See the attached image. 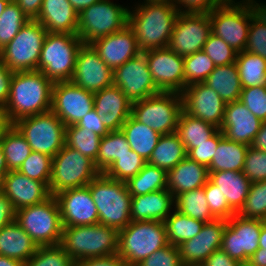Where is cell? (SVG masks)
Wrapping results in <instances>:
<instances>
[{
    "instance_id": "4",
    "label": "cell",
    "mask_w": 266,
    "mask_h": 266,
    "mask_svg": "<svg viewBox=\"0 0 266 266\" xmlns=\"http://www.w3.org/2000/svg\"><path fill=\"white\" fill-rule=\"evenodd\" d=\"M98 210V223L118 231L131 221L132 196L126 182L115 180L100 173L88 185Z\"/></svg>"
},
{
    "instance_id": "8",
    "label": "cell",
    "mask_w": 266,
    "mask_h": 266,
    "mask_svg": "<svg viewBox=\"0 0 266 266\" xmlns=\"http://www.w3.org/2000/svg\"><path fill=\"white\" fill-rule=\"evenodd\" d=\"M99 174L92 159L64 145L52 158L49 192L55 195L66 189L87 186Z\"/></svg>"
},
{
    "instance_id": "46",
    "label": "cell",
    "mask_w": 266,
    "mask_h": 266,
    "mask_svg": "<svg viewBox=\"0 0 266 266\" xmlns=\"http://www.w3.org/2000/svg\"><path fill=\"white\" fill-rule=\"evenodd\" d=\"M245 51L266 59V16L259 10L258 5H252V18Z\"/></svg>"
},
{
    "instance_id": "64",
    "label": "cell",
    "mask_w": 266,
    "mask_h": 266,
    "mask_svg": "<svg viewBox=\"0 0 266 266\" xmlns=\"http://www.w3.org/2000/svg\"><path fill=\"white\" fill-rule=\"evenodd\" d=\"M23 13L30 19L36 20L39 16L43 0H14Z\"/></svg>"
},
{
    "instance_id": "20",
    "label": "cell",
    "mask_w": 266,
    "mask_h": 266,
    "mask_svg": "<svg viewBox=\"0 0 266 266\" xmlns=\"http://www.w3.org/2000/svg\"><path fill=\"white\" fill-rule=\"evenodd\" d=\"M183 110L220 129L224 120L226 103L213 88L204 82L187 86L183 92Z\"/></svg>"
},
{
    "instance_id": "13",
    "label": "cell",
    "mask_w": 266,
    "mask_h": 266,
    "mask_svg": "<svg viewBox=\"0 0 266 266\" xmlns=\"http://www.w3.org/2000/svg\"><path fill=\"white\" fill-rule=\"evenodd\" d=\"M212 33L236 52L245 51L252 18V5L218 6L209 13Z\"/></svg>"
},
{
    "instance_id": "60",
    "label": "cell",
    "mask_w": 266,
    "mask_h": 266,
    "mask_svg": "<svg viewBox=\"0 0 266 266\" xmlns=\"http://www.w3.org/2000/svg\"><path fill=\"white\" fill-rule=\"evenodd\" d=\"M13 72L0 59V107L4 109L9 97Z\"/></svg>"
},
{
    "instance_id": "62",
    "label": "cell",
    "mask_w": 266,
    "mask_h": 266,
    "mask_svg": "<svg viewBox=\"0 0 266 266\" xmlns=\"http://www.w3.org/2000/svg\"><path fill=\"white\" fill-rule=\"evenodd\" d=\"M74 266H126L118 254L92 259H83L73 263Z\"/></svg>"
},
{
    "instance_id": "51",
    "label": "cell",
    "mask_w": 266,
    "mask_h": 266,
    "mask_svg": "<svg viewBox=\"0 0 266 266\" xmlns=\"http://www.w3.org/2000/svg\"><path fill=\"white\" fill-rule=\"evenodd\" d=\"M203 52H205L215 66L233 64L236 62L237 53L223 39L211 33L204 44Z\"/></svg>"
},
{
    "instance_id": "30",
    "label": "cell",
    "mask_w": 266,
    "mask_h": 266,
    "mask_svg": "<svg viewBox=\"0 0 266 266\" xmlns=\"http://www.w3.org/2000/svg\"><path fill=\"white\" fill-rule=\"evenodd\" d=\"M37 248V244L16 220L0 229V255L25 263Z\"/></svg>"
},
{
    "instance_id": "32",
    "label": "cell",
    "mask_w": 266,
    "mask_h": 266,
    "mask_svg": "<svg viewBox=\"0 0 266 266\" xmlns=\"http://www.w3.org/2000/svg\"><path fill=\"white\" fill-rule=\"evenodd\" d=\"M249 146L228 140L218 130V147L208 166L209 172L242 171Z\"/></svg>"
},
{
    "instance_id": "42",
    "label": "cell",
    "mask_w": 266,
    "mask_h": 266,
    "mask_svg": "<svg viewBox=\"0 0 266 266\" xmlns=\"http://www.w3.org/2000/svg\"><path fill=\"white\" fill-rule=\"evenodd\" d=\"M175 209L204 223L216 219L209 210L204 187L179 194L175 198Z\"/></svg>"
},
{
    "instance_id": "44",
    "label": "cell",
    "mask_w": 266,
    "mask_h": 266,
    "mask_svg": "<svg viewBox=\"0 0 266 266\" xmlns=\"http://www.w3.org/2000/svg\"><path fill=\"white\" fill-rule=\"evenodd\" d=\"M30 19L14 0H10L0 17V50H2Z\"/></svg>"
},
{
    "instance_id": "9",
    "label": "cell",
    "mask_w": 266,
    "mask_h": 266,
    "mask_svg": "<svg viewBox=\"0 0 266 266\" xmlns=\"http://www.w3.org/2000/svg\"><path fill=\"white\" fill-rule=\"evenodd\" d=\"M47 33L40 22L29 20L0 50V59L12 72L38 71L42 45Z\"/></svg>"
},
{
    "instance_id": "33",
    "label": "cell",
    "mask_w": 266,
    "mask_h": 266,
    "mask_svg": "<svg viewBox=\"0 0 266 266\" xmlns=\"http://www.w3.org/2000/svg\"><path fill=\"white\" fill-rule=\"evenodd\" d=\"M227 104L240 100L242 86L236 63L215 66L204 82Z\"/></svg>"
},
{
    "instance_id": "65",
    "label": "cell",
    "mask_w": 266,
    "mask_h": 266,
    "mask_svg": "<svg viewBox=\"0 0 266 266\" xmlns=\"http://www.w3.org/2000/svg\"><path fill=\"white\" fill-rule=\"evenodd\" d=\"M250 146L257 150L266 151V121L262 122L260 130L255 135Z\"/></svg>"
},
{
    "instance_id": "70",
    "label": "cell",
    "mask_w": 266,
    "mask_h": 266,
    "mask_svg": "<svg viewBox=\"0 0 266 266\" xmlns=\"http://www.w3.org/2000/svg\"><path fill=\"white\" fill-rule=\"evenodd\" d=\"M10 0H0V17Z\"/></svg>"
},
{
    "instance_id": "68",
    "label": "cell",
    "mask_w": 266,
    "mask_h": 266,
    "mask_svg": "<svg viewBox=\"0 0 266 266\" xmlns=\"http://www.w3.org/2000/svg\"><path fill=\"white\" fill-rule=\"evenodd\" d=\"M8 168L5 162V157L0 145V183L2 182L3 177L8 173Z\"/></svg>"
},
{
    "instance_id": "24",
    "label": "cell",
    "mask_w": 266,
    "mask_h": 266,
    "mask_svg": "<svg viewBox=\"0 0 266 266\" xmlns=\"http://www.w3.org/2000/svg\"><path fill=\"white\" fill-rule=\"evenodd\" d=\"M4 195L12 202L15 210L44 202L51 194L49 188L19 171H9L2 179Z\"/></svg>"
},
{
    "instance_id": "49",
    "label": "cell",
    "mask_w": 266,
    "mask_h": 266,
    "mask_svg": "<svg viewBox=\"0 0 266 266\" xmlns=\"http://www.w3.org/2000/svg\"><path fill=\"white\" fill-rule=\"evenodd\" d=\"M52 157L32 151L18 171L31 179L43 182L49 188Z\"/></svg>"
},
{
    "instance_id": "35",
    "label": "cell",
    "mask_w": 266,
    "mask_h": 266,
    "mask_svg": "<svg viewBox=\"0 0 266 266\" xmlns=\"http://www.w3.org/2000/svg\"><path fill=\"white\" fill-rule=\"evenodd\" d=\"M187 157V151L176 132L161 135L151 157L150 165L164 169L166 172L174 168Z\"/></svg>"
},
{
    "instance_id": "26",
    "label": "cell",
    "mask_w": 266,
    "mask_h": 266,
    "mask_svg": "<svg viewBox=\"0 0 266 266\" xmlns=\"http://www.w3.org/2000/svg\"><path fill=\"white\" fill-rule=\"evenodd\" d=\"M94 109L109 131H118L131 115L132 102L112 85L94 92Z\"/></svg>"
},
{
    "instance_id": "71",
    "label": "cell",
    "mask_w": 266,
    "mask_h": 266,
    "mask_svg": "<svg viewBox=\"0 0 266 266\" xmlns=\"http://www.w3.org/2000/svg\"><path fill=\"white\" fill-rule=\"evenodd\" d=\"M162 2L172 3V0H144L143 3H162Z\"/></svg>"
},
{
    "instance_id": "10",
    "label": "cell",
    "mask_w": 266,
    "mask_h": 266,
    "mask_svg": "<svg viewBox=\"0 0 266 266\" xmlns=\"http://www.w3.org/2000/svg\"><path fill=\"white\" fill-rule=\"evenodd\" d=\"M183 110L182 95L160 92L146 99L132 102L131 115L161 135L176 132Z\"/></svg>"
},
{
    "instance_id": "14",
    "label": "cell",
    "mask_w": 266,
    "mask_h": 266,
    "mask_svg": "<svg viewBox=\"0 0 266 266\" xmlns=\"http://www.w3.org/2000/svg\"><path fill=\"white\" fill-rule=\"evenodd\" d=\"M264 223L236 213L227 220L220 249L232 259L247 264L249 257L259 248V235Z\"/></svg>"
},
{
    "instance_id": "47",
    "label": "cell",
    "mask_w": 266,
    "mask_h": 266,
    "mask_svg": "<svg viewBox=\"0 0 266 266\" xmlns=\"http://www.w3.org/2000/svg\"><path fill=\"white\" fill-rule=\"evenodd\" d=\"M146 163L140 155L130 149L112 163L104 174L109 178L127 182L131 177L137 175Z\"/></svg>"
},
{
    "instance_id": "63",
    "label": "cell",
    "mask_w": 266,
    "mask_h": 266,
    "mask_svg": "<svg viewBox=\"0 0 266 266\" xmlns=\"http://www.w3.org/2000/svg\"><path fill=\"white\" fill-rule=\"evenodd\" d=\"M203 266H241L242 263L232 259L226 252L214 251L202 264Z\"/></svg>"
},
{
    "instance_id": "12",
    "label": "cell",
    "mask_w": 266,
    "mask_h": 266,
    "mask_svg": "<svg viewBox=\"0 0 266 266\" xmlns=\"http://www.w3.org/2000/svg\"><path fill=\"white\" fill-rule=\"evenodd\" d=\"M13 125L24 136L32 151L53 158L65 145L66 126L52 111L19 119Z\"/></svg>"
},
{
    "instance_id": "15",
    "label": "cell",
    "mask_w": 266,
    "mask_h": 266,
    "mask_svg": "<svg viewBox=\"0 0 266 266\" xmlns=\"http://www.w3.org/2000/svg\"><path fill=\"white\" fill-rule=\"evenodd\" d=\"M211 33L209 13H179L168 47L179 56L191 55L203 50Z\"/></svg>"
},
{
    "instance_id": "59",
    "label": "cell",
    "mask_w": 266,
    "mask_h": 266,
    "mask_svg": "<svg viewBox=\"0 0 266 266\" xmlns=\"http://www.w3.org/2000/svg\"><path fill=\"white\" fill-rule=\"evenodd\" d=\"M16 220V210L12 202L4 195L0 183V229Z\"/></svg>"
},
{
    "instance_id": "50",
    "label": "cell",
    "mask_w": 266,
    "mask_h": 266,
    "mask_svg": "<svg viewBox=\"0 0 266 266\" xmlns=\"http://www.w3.org/2000/svg\"><path fill=\"white\" fill-rule=\"evenodd\" d=\"M74 262L59 245L39 246L34 255L24 263V266H71Z\"/></svg>"
},
{
    "instance_id": "11",
    "label": "cell",
    "mask_w": 266,
    "mask_h": 266,
    "mask_svg": "<svg viewBox=\"0 0 266 266\" xmlns=\"http://www.w3.org/2000/svg\"><path fill=\"white\" fill-rule=\"evenodd\" d=\"M129 9L110 0H100L78 14L77 35L83 44L122 30L128 25Z\"/></svg>"
},
{
    "instance_id": "67",
    "label": "cell",
    "mask_w": 266,
    "mask_h": 266,
    "mask_svg": "<svg viewBox=\"0 0 266 266\" xmlns=\"http://www.w3.org/2000/svg\"><path fill=\"white\" fill-rule=\"evenodd\" d=\"M0 266H24V263L19 260L0 255Z\"/></svg>"
},
{
    "instance_id": "3",
    "label": "cell",
    "mask_w": 266,
    "mask_h": 266,
    "mask_svg": "<svg viewBox=\"0 0 266 266\" xmlns=\"http://www.w3.org/2000/svg\"><path fill=\"white\" fill-rule=\"evenodd\" d=\"M60 245L73 262L116 255L118 230L102 224L63 226Z\"/></svg>"
},
{
    "instance_id": "58",
    "label": "cell",
    "mask_w": 266,
    "mask_h": 266,
    "mask_svg": "<svg viewBox=\"0 0 266 266\" xmlns=\"http://www.w3.org/2000/svg\"><path fill=\"white\" fill-rule=\"evenodd\" d=\"M78 127L88 129L103 137L107 135L110 131L104 126L100 120V115L93 108L89 113H87L77 124Z\"/></svg>"
},
{
    "instance_id": "16",
    "label": "cell",
    "mask_w": 266,
    "mask_h": 266,
    "mask_svg": "<svg viewBox=\"0 0 266 266\" xmlns=\"http://www.w3.org/2000/svg\"><path fill=\"white\" fill-rule=\"evenodd\" d=\"M113 85L117 86L131 102L161 92L153 81L144 52L113 70Z\"/></svg>"
},
{
    "instance_id": "61",
    "label": "cell",
    "mask_w": 266,
    "mask_h": 266,
    "mask_svg": "<svg viewBox=\"0 0 266 266\" xmlns=\"http://www.w3.org/2000/svg\"><path fill=\"white\" fill-rule=\"evenodd\" d=\"M249 266H266V224L261 227L259 248L249 257Z\"/></svg>"
},
{
    "instance_id": "45",
    "label": "cell",
    "mask_w": 266,
    "mask_h": 266,
    "mask_svg": "<svg viewBox=\"0 0 266 266\" xmlns=\"http://www.w3.org/2000/svg\"><path fill=\"white\" fill-rule=\"evenodd\" d=\"M185 88L192 84L205 82L215 69L211 58L203 51L183 57Z\"/></svg>"
},
{
    "instance_id": "40",
    "label": "cell",
    "mask_w": 266,
    "mask_h": 266,
    "mask_svg": "<svg viewBox=\"0 0 266 266\" xmlns=\"http://www.w3.org/2000/svg\"><path fill=\"white\" fill-rule=\"evenodd\" d=\"M126 185L131 196L145 195L161 189H167V172L164 169L146 163L137 175L126 182Z\"/></svg>"
},
{
    "instance_id": "41",
    "label": "cell",
    "mask_w": 266,
    "mask_h": 266,
    "mask_svg": "<svg viewBox=\"0 0 266 266\" xmlns=\"http://www.w3.org/2000/svg\"><path fill=\"white\" fill-rule=\"evenodd\" d=\"M127 138L122 130L110 131L101 137L99 153L95 163L100 173H104L120 156L130 150Z\"/></svg>"
},
{
    "instance_id": "48",
    "label": "cell",
    "mask_w": 266,
    "mask_h": 266,
    "mask_svg": "<svg viewBox=\"0 0 266 266\" xmlns=\"http://www.w3.org/2000/svg\"><path fill=\"white\" fill-rule=\"evenodd\" d=\"M237 214L243 218L266 219V180L250 184L245 203Z\"/></svg>"
},
{
    "instance_id": "6",
    "label": "cell",
    "mask_w": 266,
    "mask_h": 266,
    "mask_svg": "<svg viewBox=\"0 0 266 266\" xmlns=\"http://www.w3.org/2000/svg\"><path fill=\"white\" fill-rule=\"evenodd\" d=\"M83 41L77 34L47 33L38 71L53 83L71 81L79 48Z\"/></svg>"
},
{
    "instance_id": "38",
    "label": "cell",
    "mask_w": 266,
    "mask_h": 266,
    "mask_svg": "<svg viewBox=\"0 0 266 266\" xmlns=\"http://www.w3.org/2000/svg\"><path fill=\"white\" fill-rule=\"evenodd\" d=\"M236 65L242 88L266 86V59L251 52L237 53Z\"/></svg>"
},
{
    "instance_id": "7",
    "label": "cell",
    "mask_w": 266,
    "mask_h": 266,
    "mask_svg": "<svg viewBox=\"0 0 266 266\" xmlns=\"http://www.w3.org/2000/svg\"><path fill=\"white\" fill-rule=\"evenodd\" d=\"M16 222L38 247L61 243L63 225L60 208L54 195L42 203L17 210Z\"/></svg>"
},
{
    "instance_id": "73",
    "label": "cell",
    "mask_w": 266,
    "mask_h": 266,
    "mask_svg": "<svg viewBox=\"0 0 266 266\" xmlns=\"http://www.w3.org/2000/svg\"><path fill=\"white\" fill-rule=\"evenodd\" d=\"M183 266H203V265H183Z\"/></svg>"
},
{
    "instance_id": "53",
    "label": "cell",
    "mask_w": 266,
    "mask_h": 266,
    "mask_svg": "<svg viewBox=\"0 0 266 266\" xmlns=\"http://www.w3.org/2000/svg\"><path fill=\"white\" fill-rule=\"evenodd\" d=\"M240 100L253 115L266 121V86L242 88Z\"/></svg>"
},
{
    "instance_id": "19",
    "label": "cell",
    "mask_w": 266,
    "mask_h": 266,
    "mask_svg": "<svg viewBox=\"0 0 266 266\" xmlns=\"http://www.w3.org/2000/svg\"><path fill=\"white\" fill-rule=\"evenodd\" d=\"M71 81L91 92L113 85V70L100 58L91 44L79 48Z\"/></svg>"
},
{
    "instance_id": "18",
    "label": "cell",
    "mask_w": 266,
    "mask_h": 266,
    "mask_svg": "<svg viewBox=\"0 0 266 266\" xmlns=\"http://www.w3.org/2000/svg\"><path fill=\"white\" fill-rule=\"evenodd\" d=\"M155 85L161 92L182 93L185 89L184 61L169 47L144 51Z\"/></svg>"
},
{
    "instance_id": "27",
    "label": "cell",
    "mask_w": 266,
    "mask_h": 266,
    "mask_svg": "<svg viewBox=\"0 0 266 266\" xmlns=\"http://www.w3.org/2000/svg\"><path fill=\"white\" fill-rule=\"evenodd\" d=\"M174 209L175 197L167 189H161L145 195L132 196L130 216L132 221L164 222Z\"/></svg>"
},
{
    "instance_id": "22",
    "label": "cell",
    "mask_w": 266,
    "mask_h": 266,
    "mask_svg": "<svg viewBox=\"0 0 266 266\" xmlns=\"http://www.w3.org/2000/svg\"><path fill=\"white\" fill-rule=\"evenodd\" d=\"M226 225L225 219L206 222L192 239L177 246L183 265H202L214 251L219 250Z\"/></svg>"
},
{
    "instance_id": "28",
    "label": "cell",
    "mask_w": 266,
    "mask_h": 266,
    "mask_svg": "<svg viewBox=\"0 0 266 266\" xmlns=\"http://www.w3.org/2000/svg\"><path fill=\"white\" fill-rule=\"evenodd\" d=\"M48 33L77 34L78 13L68 0H43L36 19Z\"/></svg>"
},
{
    "instance_id": "54",
    "label": "cell",
    "mask_w": 266,
    "mask_h": 266,
    "mask_svg": "<svg viewBox=\"0 0 266 266\" xmlns=\"http://www.w3.org/2000/svg\"><path fill=\"white\" fill-rule=\"evenodd\" d=\"M242 172L251 183L266 180V151L249 146Z\"/></svg>"
},
{
    "instance_id": "29",
    "label": "cell",
    "mask_w": 266,
    "mask_h": 266,
    "mask_svg": "<svg viewBox=\"0 0 266 266\" xmlns=\"http://www.w3.org/2000/svg\"><path fill=\"white\" fill-rule=\"evenodd\" d=\"M208 180V167L186 157L167 171V190L176 198L181 193L204 187Z\"/></svg>"
},
{
    "instance_id": "25",
    "label": "cell",
    "mask_w": 266,
    "mask_h": 266,
    "mask_svg": "<svg viewBox=\"0 0 266 266\" xmlns=\"http://www.w3.org/2000/svg\"><path fill=\"white\" fill-rule=\"evenodd\" d=\"M261 124L262 121L253 115L241 100H237L226 104L220 130L228 140L250 146Z\"/></svg>"
},
{
    "instance_id": "2",
    "label": "cell",
    "mask_w": 266,
    "mask_h": 266,
    "mask_svg": "<svg viewBox=\"0 0 266 266\" xmlns=\"http://www.w3.org/2000/svg\"><path fill=\"white\" fill-rule=\"evenodd\" d=\"M133 9L128 12V25L135 33L140 51L168 47L179 15L175 5L166 2L139 3Z\"/></svg>"
},
{
    "instance_id": "1",
    "label": "cell",
    "mask_w": 266,
    "mask_h": 266,
    "mask_svg": "<svg viewBox=\"0 0 266 266\" xmlns=\"http://www.w3.org/2000/svg\"><path fill=\"white\" fill-rule=\"evenodd\" d=\"M54 83L40 71L13 72L4 115L8 124L51 111Z\"/></svg>"
},
{
    "instance_id": "39",
    "label": "cell",
    "mask_w": 266,
    "mask_h": 266,
    "mask_svg": "<svg viewBox=\"0 0 266 266\" xmlns=\"http://www.w3.org/2000/svg\"><path fill=\"white\" fill-rule=\"evenodd\" d=\"M168 243L179 246L181 243L192 239L202 229L204 222L193 219L174 209L164 220Z\"/></svg>"
},
{
    "instance_id": "55",
    "label": "cell",
    "mask_w": 266,
    "mask_h": 266,
    "mask_svg": "<svg viewBox=\"0 0 266 266\" xmlns=\"http://www.w3.org/2000/svg\"><path fill=\"white\" fill-rule=\"evenodd\" d=\"M136 266H183L177 246L171 244L150 254Z\"/></svg>"
},
{
    "instance_id": "31",
    "label": "cell",
    "mask_w": 266,
    "mask_h": 266,
    "mask_svg": "<svg viewBox=\"0 0 266 266\" xmlns=\"http://www.w3.org/2000/svg\"><path fill=\"white\" fill-rule=\"evenodd\" d=\"M209 179L218 186L229 206L238 213L248 196L251 181L242 171L209 172Z\"/></svg>"
},
{
    "instance_id": "56",
    "label": "cell",
    "mask_w": 266,
    "mask_h": 266,
    "mask_svg": "<svg viewBox=\"0 0 266 266\" xmlns=\"http://www.w3.org/2000/svg\"><path fill=\"white\" fill-rule=\"evenodd\" d=\"M218 147V131L207 142L196 144L187 152V157L197 163L209 166Z\"/></svg>"
},
{
    "instance_id": "57",
    "label": "cell",
    "mask_w": 266,
    "mask_h": 266,
    "mask_svg": "<svg viewBox=\"0 0 266 266\" xmlns=\"http://www.w3.org/2000/svg\"><path fill=\"white\" fill-rule=\"evenodd\" d=\"M172 3L179 13H210L220 6L216 0H172Z\"/></svg>"
},
{
    "instance_id": "36",
    "label": "cell",
    "mask_w": 266,
    "mask_h": 266,
    "mask_svg": "<svg viewBox=\"0 0 266 266\" xmlns=\"http://www.w3.org/2000/svg\"><path fill=\"white\" fill-rule=\"evenodd\" d=\"M0 145L8 171H18L32 152L24 136L13 124H8L2 131Z\"/></svg>"
},
{
    "instance_id": "66",
    "label": "cell",
    "mask_w": 266,
    "mask_h": 266,
    "mask_svg": "<svg viewBox=\"0 0 266 266\" xmlns=\"http://www.w3.org/2000/svg\"><path fill=\"white\" fill-rule=\"evenodd\" d=\"M74 10L79 14L82 10L91 6L92 4L99 2L100 0H68Z\"/></svg>"
},
{
    "instance_id": "72",
    "label": "cell",
    "mask_w": 266,
    "mask_h": 266,
    "mask_svg": "<svg viewBox=\"0 0 266 266\" xmlns=\"http://www.w3.org/2000/svg\"><path fill=\"white\" fill-rule=\"evenodd\" d=\"M258 8H259V10L261 11V12H263L264 14H265V16H266V3L264 4V3H258Z\"/></svg>"
},
{
    "instance_id": "21",
    "label": "cell",
    "mask_w": 266,
    "mask_h": 266,
    "mask_svg": "<svg viewBox=\"0 0 266 266\" xmlns=\"http://www.w3.org/2000/svg\"><path fill=\"white\" fill-rule=\"evenodd\" d=\"M54 196L60 208L63 226L98 224V210L88 186L66 189Z\"/></svg>"
},
{
    "instance_id": "34",
    "label": "cell",
    "mask_w": 266,
    "mask_h": 266,
    "mask_svg": "<svg viewBox=\"0 0 266 266\" xmlns=\"http://www.w3.org/2000/svg\"><path fill=\"white\" fill-rule=\"evenodd\" d=\"M121 130L125 134L130 148L147 162L161 134L137 121L132 115L122 125Z\"/></svg>"
},
{
    "instance_id": "52",
    "label": "cell",
    "mask_w": 266,
    "mask_h": 266,
    "mask_svg": "<svg viewBox=\"0 0 266 266\" xmlns=\"http://www.w3.org/2000/svg\"><path fill=\"white\" fill-rule=\"evenodd\" d=\"M205 196L211 214L216 219L229 220L236 212L229 206L224 194L210 179L204 186Z\"/></svg>"
},
{
    "instance_id": "23",
    "label": "cell",
    "mask_w": 266,
    "mask_h": 266,
    "mask_svg": "<svg viewBox=\"0 0 266 266\" xmlns=\"http://www.w3.org/2000/svg\"><path fill=\"white\" fill-rule=\"evenodd\" d=\"M91 45L112 70L122 66L141 52L135 33L129 25L120 31L95 40Z\"/></svg>"
},
{
    "instance_id": "17",
    "label": "cell",
    "mask_w": 266,
    "mask_h": 266,
    "mask_svg": "<svg viewBox=\"0 0 266 266\" xmlns=\"http://www.w3.org/2000/svg\"><path fill=\"white\" fill-rule=\"evenodd\" d=\"M94 108V92L75 85L72 81L53 85L51 111L65 126L77 124Z\"/></svg>"
},
{
    "instance_id": "69",
    "label": "cell",
    "mask_w": 266,
    "mask_h": 266,
    "mask_svg": "<svg viewBox=\"0 0 266 266\" xmlns=\"http://www.w3.org/2000/svg\"><path fill=\"white\" fill-rule=\"evenodd\" d=\"M7 125L8 123L5 119L4 110L0 107V135Z\"/></svg>"
},
{
    "instance_id": "43",
    "label": "cell",
    "mask_w": 266,
    "mask_h": 266,
    "mask_svg": "<svg viewBox=\"0 0 266 266\" xmlns=\"http://www.w3.org/2000/svg\"><path fill=\"white\" fill-rule=\"evenodd\" d=\"M101 136L91 130L78 127L76 124L66 126L65 145L78 150L82 155L89 157L94 162L99 153Z\"/></svg>"
},
{
    "instance_id": "5",
    "label": "cell",
    "mask_w": 266,
    "mask_h": 266,
    "mask_svg": "<svg viewBox=\"0 0 266 266\" xmlns=\"http://www.w3.org/2000/svg\"><path fill=\"white\" fill-rule=\"evenodd\" d=\"M169 245L164 222L131 221L118 231L117 254L126 266H136L153 252Z\"/></svg>"
},
{
    "instance_id": "37",
    "label": "cell",
    "mask_w": 266,
    "mask_h": 266,
    "mask_svg": "<svg viewBox=\"0 0 266 266\" xmlns=\"http://www.w3.org/2000/svg\"><path fill=\"white\" fill-rule=\"evenodd\" d=\"M218 130L217 127L182 110L176 133L188 152L190 149L196 148V144L207 142Z\"/></svg>"
}]
</instances>
